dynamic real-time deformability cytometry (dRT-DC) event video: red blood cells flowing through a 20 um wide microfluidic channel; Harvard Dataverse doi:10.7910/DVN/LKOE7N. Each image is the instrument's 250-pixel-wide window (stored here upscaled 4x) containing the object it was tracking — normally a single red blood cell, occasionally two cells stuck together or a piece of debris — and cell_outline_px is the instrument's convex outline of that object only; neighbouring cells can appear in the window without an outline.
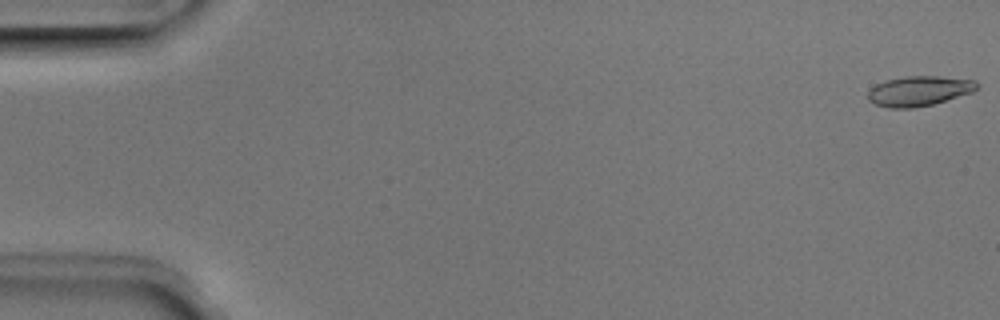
{"species": "Egyptian fruit bat (a non-hibernating species)", "species_latin": "Rousettus aegyptiacus", "temperature_condition": "room temperature", "stored_images_in_passage": 5, "camera_frame_rate_fps": 3000, "um_per_image_px": 0.085, "animal": {"sex": "male"}, "frame": {"image": 1, "passage_image": 1, "time_ms": 0.0, "image_size_px": [1000, 320], "cell_outline_px": [[980, 84], [972, 92], [932, 104], [912, 108], [888, 108], [876, 104], [868, 100], [868, 92], [876, 84], [888, 80], [904, 76], [940, 76], [976, 80]], "centroid_in_image_um": [78.13, 7.72], "position_along_channel_um": 6.9, "area_um2": 18.9}}
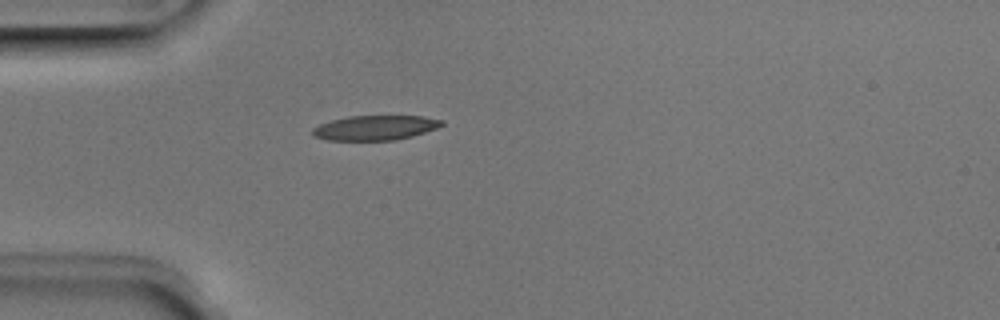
{"frame": {"image": 2, "passage_image": 5, "time_ms": 1.333, "image_size_px": [1000, 320], "cell_outline_px": [[444, 124], [436, 128], [412, 136], [392, 140], [328, 140], [312, 136], [312, 128], [320, 124], [332, 120], [348, 116], [424, 116], [444, 120]], "centroid_in_image_um": [31.88, 10.85], "position_along_channel_um": 53.1, "area_um2": 18.55}}